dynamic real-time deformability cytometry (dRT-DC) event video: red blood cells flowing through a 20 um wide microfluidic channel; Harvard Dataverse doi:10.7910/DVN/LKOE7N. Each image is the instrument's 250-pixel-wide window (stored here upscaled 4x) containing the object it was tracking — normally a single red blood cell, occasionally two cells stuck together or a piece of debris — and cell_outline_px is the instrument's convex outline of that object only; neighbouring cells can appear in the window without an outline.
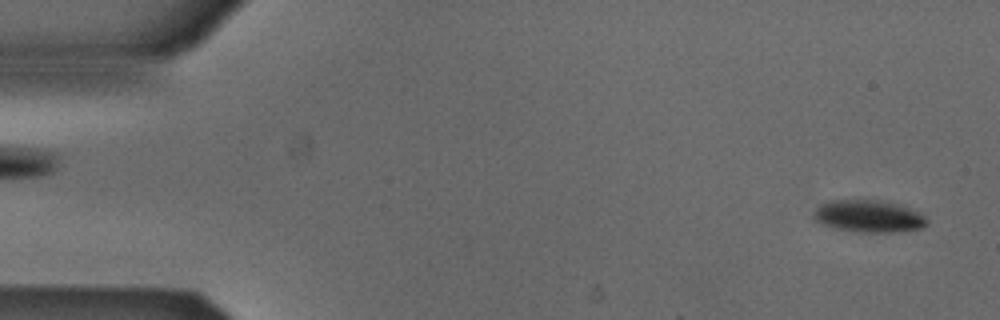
{"species": "Egyptian fruit bat (a non-hibernating species)", "species_latin": "Rousettus aegyptiacus", "temperature_condition": "cold", "stored_images_in_passage": 50, "camera_frame_rate_fps": 3000, "um_per_image_px": 0.085, "animal": {"sex": "male"}, "frame": {"image": 1, "passage_image": 2, "time_ms": 0.333, "image_size_px": [1000, 320], "cell_outline_px": [[928, 224], [920, 228], [896, 232], [860, 232], [832, 228], [820, 224], [816, 220], [816, 208], [820, 204], [832, 200], [884, 200], [900, 204], [924, 216], [928, 220]], "centroid_in_image_um": [73.84, 18.38], "position_along_channel_um": 11.2, "area_um2": 21.15}}
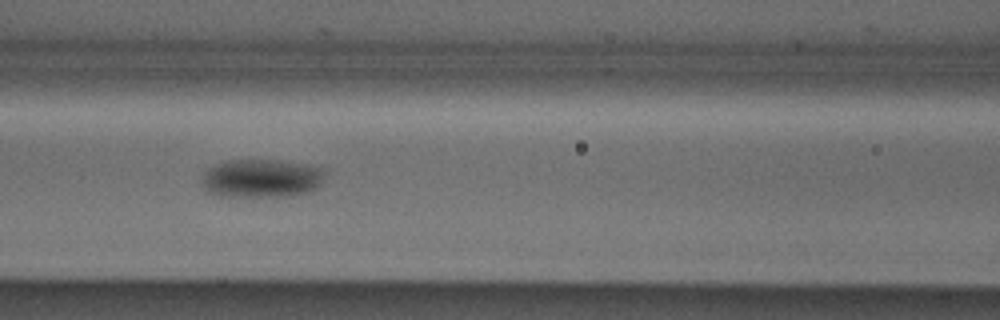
{"frame": {"image": 2, "passage_image": 22, "time_ms": 7.0, "image_size_px": [1000, 320], "cell_outline_px": [[324, 168], [320, 184], [316, 188], [308, 192], [284, 196], [220, 196], [208, 192], [200, 184], [200, 176], [208, 168], [216, 164], [228, 160], [276, 160]], "centroid_in_image_um": [22.13, 15.16], "position_along_channel_um": 144.5, "area_um2": 27.46}}
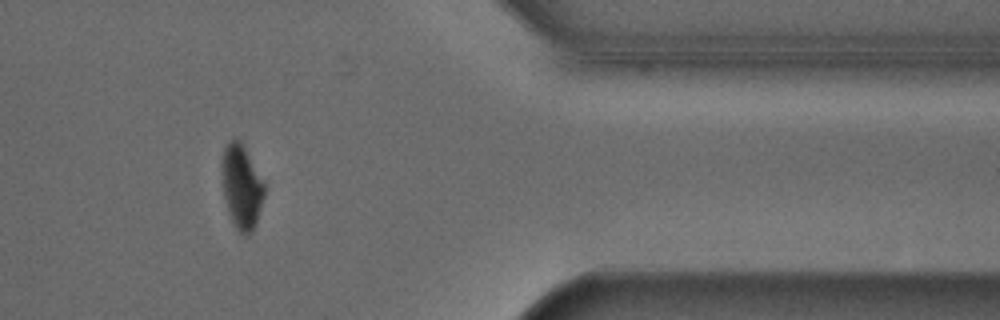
{"frame": {"image": 3, "passage_image": 43, "time_ms": 14.0, "image_size_px": [1000, 320], "cell_outline_px": [[264, 196], [256, 224], [252, 232], [248, 236], [244, 236], [236, 228], [232, 220], [224, 196], [220, 168], [220, 164], [224, 148], [228, 140], [232, 136], [236, 136], [244, 144], [264, 184]], "centroid_in_image_um": [20.51, 15.8], "position_along_channel_um": 390.9, "area_um2": 21.1}, "authors_computed_cell_mechanics": {"area_um2": 23.7269, "velocity_mm_per_s": 3.8764, "shape_relaxation_time_tau1_ms": 6.6658, "shape_relaxation_time_tau2_ms": null, "deformation_change_tau1": 0.1418, "deformation_change_tau2": null}}